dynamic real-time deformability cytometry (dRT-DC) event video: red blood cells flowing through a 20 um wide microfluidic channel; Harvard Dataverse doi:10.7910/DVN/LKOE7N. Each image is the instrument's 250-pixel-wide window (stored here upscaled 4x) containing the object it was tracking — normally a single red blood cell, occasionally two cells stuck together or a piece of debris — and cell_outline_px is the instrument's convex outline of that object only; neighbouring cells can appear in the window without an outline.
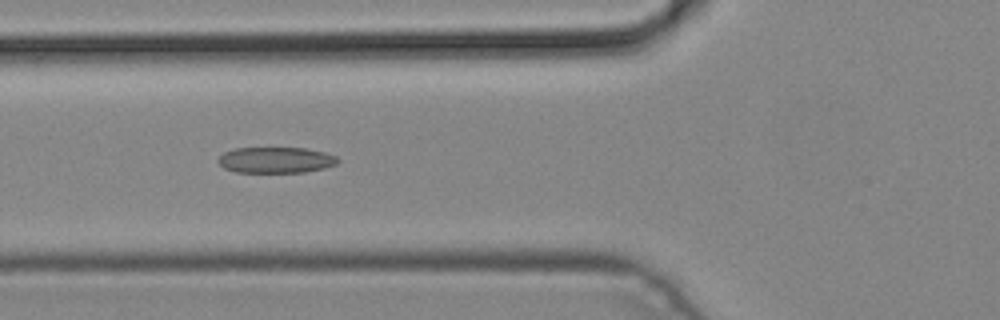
{"species": "common noctule bat (a hibernating species)", "species_latin": "Nyctalus noctula", "temperature_condition": "cold", "stored_images_in_passage": 7, "camera_frame_rate_fps": 3000, "um_per_image_px": 0.085, "animal": {"sex": "male", "body_mass_g": 19.2, "forearm_length_mm": 51.8}, "frame": {"image": 1, "passage_image": 6, "time_ms": 1.667, "image_size_px": [1000, 320], "cell_outline_px": [[340, 160], [336, 164], [324, 168], [304, 172], [236, 172], [224, 168], [216, 160], [224, 152], [236, 148], [308, 148], [324, 152], [336, 156]], "centroid_in_image_um": [23.45, 13.6], "position_along_channel_um": 102.4, "area_um2": 18.09}}
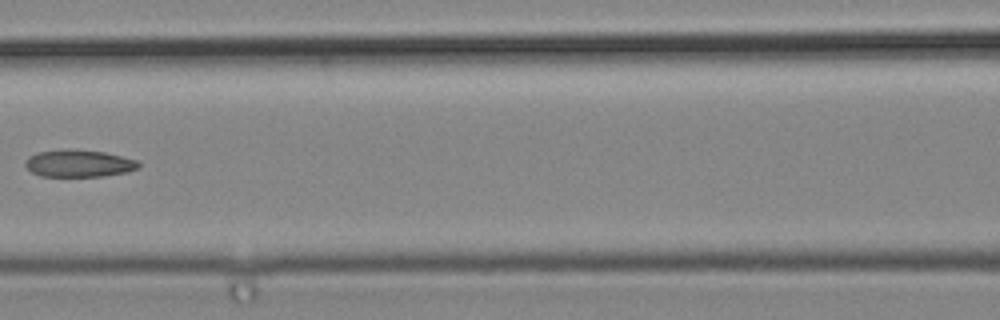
{"frame": {"image": 2, "passage_image": 7, "time_ms": 2.0, "image_size_px": [1000, 320], "cell_outline_px": [[140, 168], [128, 172], [104, 176], [40, 176], [32, 172], [24, 164], [28, 156], [36, 152], [104, 152], [136, 160], [140, 164]], "centroid_in_image_um": [6.74, 13.94], "position_along_channel_um": 159.9, "area_um2": 17.11}}